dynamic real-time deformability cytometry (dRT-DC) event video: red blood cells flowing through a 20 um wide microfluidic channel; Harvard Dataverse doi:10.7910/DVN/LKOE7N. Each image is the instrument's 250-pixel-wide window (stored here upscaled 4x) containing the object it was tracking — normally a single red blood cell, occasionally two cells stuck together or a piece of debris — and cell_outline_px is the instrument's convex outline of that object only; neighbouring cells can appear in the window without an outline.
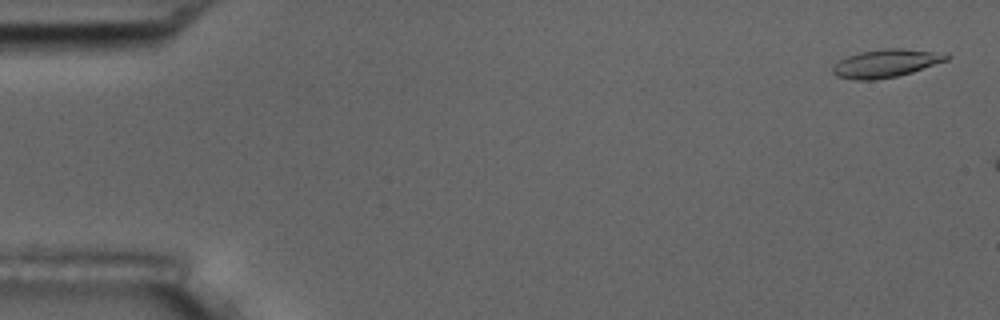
{"species": "common noctule bat (a hibernating species)", "species_latin": "Nyctalus noctula", "temperature_condition": "room temperature", "stored_images_in_passage": 3, "camera_frame_rate_fps": 3000, "um_per_image_px": 0.085, "animal": {"sex": "male", "body_mass_g": 17.5, "forearm_length_mm": 52.3}, "frame": {"image": 1, "passage_image": 1, "time_ms": 0.0, "image_size_px": [1000, 320], "cell_outline_px": [[952, 56], [948, 60], [912, 72], [896, 76], [872, 80], [856, 80], [836, 76], [832, 72], [832, 68], [840, 60], [848, 56], [860, 52], [884, 48], [904, 48], [932, 52]], "centroid_in_image_um": [75.28, 5.38], "position_along_channel_um": 9.7, "area_um2": 18.32}}